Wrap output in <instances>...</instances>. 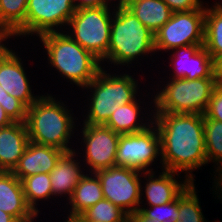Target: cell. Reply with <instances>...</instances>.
I'll return each mask as SVG.
<instances>
[{
  "mask_svg": "<svg viewBox=\"0 0 222 222\" xmlns=\"http://www.w3.org/2000/svg\"><path fill=\"white\" fill-rule=\"evenodd\" d=\"M0 222H18L12 215L0 210Z\"/></svg>",
  "mask_w": 222,
  "mask_h": 222,
  "instance_id": "cell-38",
  "label": "cell"
},
{
  "mask_svg": "<svg viewBox=\"0 0 222 222\" xmlns=\"http://www.w3.org/2000/svg\"><path fill=\"white\" fill-rule=\"evenodd\" d=\"M153 54H156L154 34L125 5L114 7L109 48L101 65L107 62L113 67L121 66V70L126 65L129 69L135 60L141 62L145 56L149 58Z\"/></svg>",
  "mask_w": 222,
  "mask_h": 222,
  "instance_id": "cell-3",
  "label": "cell"
},
{
  "mask_svg": "<svg viewBox=\"0 0 222 222\" xmlns=\"http://www.w3.org/2000/svg\"><path fill=\"white\" fill-rule=\"evenodd\" d=\"M113 14L109 6L76 9L64 32L101 61L108 52Z\"/></svg>",
  "mask_w": 222,
  "mask_h": 222,
  "instance_id": "cell-7",
  "label": "cell"
},
{
  "mask_svg": "<svg viewBox=\"0 0 222 222\" xmlns=\"http://www.w3.org/2000/svg\"><path fill=\"white\" fill-rule=\"evenodd\" d=\"M0 210L18 222H34L38 216L25 200L22 182L11 171H0Z\"/></svg>",
  "mask_w": 222,
  "mask_h": 222,
  "instance_id": "cell-19",
  "label": "cell"
},
{
  "mask_svg": "<svg viewBox=\"0 0 222 222\" xmlns=\"http://www.w3.org/2000/svg\"><path fill=\"white\" fill-rule=\"evenodd\" d=\"M140 100L141 99H139L138 97V99H136L135 101L119 106L111 114L108 121L104 125L109 127L115 133H118L120 135L129 134V133H137V132L147 129L150 125L153 124V120H154V109H152L154 108V105H152L154 104V100L147 102V105L149 103V106L151 109L148 108V106L146 109L143 108L144 106L143 103H145L144 102L145 99L143 101H140ZM141 104L143 106H140ZM142 108L144 109V114H143ZM147 109H148V112L145 111ZM145 115H147L148 117Z\"/></svg>",
  "mask_w": 222,
  "mask_h": 222,
  "instance_id": "cell-16",
  "label": "cell"
},
{
  "mask_svg": "<svg viewBox=\"0 0 222 222\" xmlns=\"http://www.w3.org/2000/svg\"><path fill=\"white\" fill-rule=\"evenodd\" d=\"M14 36L15 34L9 28L0 25V60L11 50L8 47V41L11 40L10 38L16 39Z\"/></svg>",
  "mask_w": 222,
  "mask_h": 222,
  "instance_id": "cell-33",
  "label": "cell"
},
{
  "mask_svg": "<svg viewBox=\"0 0 222 222\" xmlns=\"http://www.w3.org/2000/svg\"><path fill=\"white\" fill-rule=\"evenodd\" d=\"M39 42L47 52L48 65L61 77L83 89L102 68L101 62L91 52L82 48L65 32L40 35Z\"/></svg>",
  "mask_w": 222,
  "mask_h": 222,
  "instance_id": "cell-5",
  "label": "cell"
},
{
  "mask_svg": "<svg viewBox=\"0 0 222 222\" xmlns=\"http://www.w3.org/2000/svg\"><path fill=\"white\" fill-rule=\"evenodd\" d=\"M172 12L190 11L200 8L198 0H163Z\"/></svg>",
  "mask_w": 222,
  "mask_h": 222,
  "instance_id": "cell-32",
  "label": "cell"
},
{
  "mask_svg": "<svg viewBox=\"0 0 222 222\" xmlns=\"http://www.w3.org/2000/svg\"><path fill=\"white\" fill-rule=\"evenodd\" d=\"M169 79L215 78L214 60L203 45L177 47L170 51ZM174 69V70H173ZM171 75V78H170Z\"/></svg>",
  "mask_w": 222,
  "mask_h": 222,
  "instance_id": "cell-13",
  "label": "cell"
},
{
  "mask_svg": "<svg viewBox=\"0 0 222 222\" xmlns=\"http://www.w3.org/2000/svg\"><path fill=\"white\" fill-rule=\"evenodd\" d=\"M65 153L56 147L29 142L24 154L11 172L20 181L35 174H49Z\"/></svg>",
  "mask_w": 222,
  "mask_h": 222,
  "instance_id": "cell-17",
  "label": "cell"
},
{
  "mask_svg": "<svg viewBox=\"0 0 222 222\" xmlns=\"http://www.w3.org/2000/svg\"><path fill=\"white\" fill-rule=\"evenodd\" d=\"M0 106L13 122L26 121L27 107L12 95L0 97Z\"/></svg>",
  "mask_w": 222,
  "mask_h": 222,
  "instance_id": "cell-30",
  "label": "cell"
},
{
  "mask_svg": "<svg viewBox=\"0 0 222 222\" xmlns=\"http://www.w3.org/2000/svg\"><path fill=\"white\" fill-rule=\"evenodd\" d=\"M46 94H42L27 108L25 124L29 140L39 145L56 147L66 153L72 152L75 148L69 144H72L70 140L75 135L74 130L78 131V117L76 119L73 109L69 110L61 97L58 100Z\"/></svg>",
  "mask_w": 222,
  "mask_h": 222,
  "instance_id": "cell-2",
  "label": "cell"
},
{
  "mask_svg": "<svg viewBox=\"0 0 222 222\" xmlns=\"http://www.w3.org/2000/svg\"><path fill=\"white\" fill-rule=\"evenodd\" d=\"M205 9L173 12L169 21L154 34L155 52L177 47L204 45Z\"/></svg>",
  "mask_w": 222,
  "mask_h": 222,
  "instance_id": "cell-8",
  "label": "cell"
},
{
  "mask_svg": "<svg viewBox=\"0 0 222 222\" xmlns=\"http://www.w3.org/2000/svg\"><path fill=\"white\" fill-rule=\"evenodd\" d=\"M104 199L102 187L98 176L95 173L86 172L74 188L71 198L65 206H69L68 216H79L89 207Z\"/></svg>",
  "mask_w": 222,
  "mask_h": 222,
  "instance_id": "cell-22",
  "label": "cell"
},
{
  "mask_svg": "<svg viewBox=\"0 0 222 222\" xmlns=\"http://www.w3.org/2000/svg\"><path fill=\"white\" fill-rule=\"evenodd\" d=\"M29 142L25 122H13L0 128V171H12Z\"/></svg>",
  "mask_w": 222,
  "mask_h": 222,
  "instance_id": "cell-20",
  "label": "cell"
},
{
  "mask_svg": "<svg viewBox=\"0 0 222 222\" xmlns=\"http://www.w3.org/2000/svg\"><path fill=\"white\" fill-rule=\"evenodd\" d=\"M116 1V2H115ZM130 0H113L114 2V7L118 5H126ZM116 3V4H115Z\"/></svg>",
  "mask_w": 222,
  "mask_h": 222,
  "instance_id": "cell-41",
  "label": "cell"
},
{
  "mask_svg": "<svg viewBox=\"0 0 222 222\" xmlns=\"http://www.w3.org/2000/svg\"><path fill=\"white\" fill-rule=\"evenodd\" d=\"M104 199L124 210L128 215L139 210L142 173L134 169L114 166L95 172Z\"/></svg>",
  "mask_w": 222,
  "mask_h": 222,
  "instance_id": "cell-10",
  "label": "cell"
},
{
  "mask_svg": "<svg viewBox=\"0 0 222 222\" xmlns=\"http://www.w3.org/2000/svg\"><path fill=\"white\" fill-rule=\"evenodd\" d=\"M81 154L78 148L77 151L75 149L72 152L65 153L49 173L52 193L55 198H58L57 196L64 197L68 201L74 188L85 175L86 168L83 167L81 159H78L79 156L82 157Z\"/></svg>",
  "mask_w": 222,
  "mask_h": 222,
  "instance_id": "cell-18",
  "label": "cell"
},
{
  "mask_svg": "<svg viewBox=\"0 0 222 222\" xmlns=\"http://www.w3.org/2000/svg\"><path fill=\"white\" fill-rule=\"evenodd\" d=\"M161 158V140L154 123L143 131L120 135L115 157L116 166L141 173L151 172L154 170L149 167L157 164L154 162L158 160L161 163Z\"/></svg>",
  "mask_w": 222,
  "mask_h": 222,
  "instance_id": "cell-9",
  "label": "cell"
},
{
  "mask_svg": "<svg viewBox=\"0 0 222 222\" xmlns=\"http://www.w3.org/2000/svg\"><path fill=\"white\" fill-rule=\"evenodd\" d=\"M139 211L147 218H156L158 222H176L179 217L178 197L166 204L139 207Z\"/></svg>",
  "mask_w": 222,
  "mask_h": 222,
  "instance_id": "cell-29",
  "label": "cell"
},
{
  "mask_svg": "<svg viewBox=\"0 0 222 222\" xmlns=\"http://www.w3.org/2000/svg\"><path fill=\"white\" fill-rule=\"evenodd\" d=\"M80 137L82 139L80 148L83 152L82 159L88 173L116 166L115 157L120 134L115 133L104 124H82L80 125Z\"/></svg>",
  "mask_w": 222,
  "mask_h": 222,
  "instance_id": "cell-11",
  "label": "cell"
},
{
  "mask_svg": "<svg viewBox=\"0 0 222 222\" xmlns=\"http://www.w3.org/2000/svg\"><path fill=\"white\" fill-rule=\"evenodd\" d=\"M204 135L206 145V158L208 164H214L212 182L210 189L215 197L222 203V122L210 118H204ZM215 170V171H214ZM215 188V189H214ZM219 194V195H218Z\"/></svg>",
  "mask_w": 222,
  "mask_h": 222,
  "instance_id": "cell-21",
  "label": "cell"
},
{
  "mask_svg": "<svg viewBox=\"0 0 222 222\" xmlns=\"http://www.w3.org/2000/svg\"><path fill=\"white\" fill-rule=\"evenodd\" d=\"M63 222H83L78 216H66Z\"/></svg>",
  "mask_w": 222,
  "mask_h": 222,
  "instance_id": "cell-40",
  "label": "cell"
},
{
  "mask_svg": "<svg viewBox=\"0 0 222 222\" xmlns=\"http://www.w3.org/2000/svg\"><path fill=\"white\" fill-rule=\"evenodd\" d=\"M75 11L73 0H28L25 37L66 31Z\"/></svg>",
  "mask_w": 222,
  "mask_h": 222,
  "instance_id": "cell-12",
  "label": "cell"
},
{
  "mask_svg": "<svg viewBox=\"0 0 222 222\" xmlns=\"http://www.w3.org/2000/svg\"><path fill=\"white\" fill-rule=\"evenodd\" d=\"M128 222H158L156 218L151 219L144 216L139 210L129 215Z\"/></svg>",
  "mask_w": 222,
  "mask_h": 222,
  "instance_id": "cell-36",
  "label": "cell"
},
{
  "mask_svg": "<svg viewBox=\"0 0 222 222\" xmlns=\"http://www.w3.org/2000/svg\"><path fill=\"white\" fill-rule=\"evenodd\" d=\"M204 48L215 60L222 55V16L214 9L205 11Z\"/></svg>",
  "mask_w": 222,
  "mask_h": 222,
  "instance_id": "cell-28",
  "label": "cell"
},
{
  "mask_svg": "<svg viewBox=\"0 0 222 222\" xmlns=\"http://www.w3.org/2000/svg\"><path fill=\"white\" fill-rule=\"evenodd\" d=\"M153 123L161 140V168L184 173L190 182L195 170L208 166L204 135V115L154 113Z\"/></svg>",
  "mask_w": 222,
  "mask_h": 222,
  "instance_id": "cell-1",
  "label": "cell"
},
{
  "mask_svg": "<svg viewBox=\"0 0 222 222\" xmlns=\"http://www.w3.org/2000/svg\"><path fill=\"white\" fill-rule=\"evenodd\" d=\"M220 16H222V3H218V5H216L213 8Z\"/></svg>",
  "mask_w": 222,
  "mask_h": 222,
  "instance_id": "cell-42",
  "label": "cell"
},
{
  "mask_svg": "<svg viewBox=\"0 0 222 222\" xmlns=\"http://www.w3.org/2000/svg\"><path fill=\"white\" fill-rule=\"evenodd\" d=\"M27 2L28 0H0V25L9 28L16 39L25 37Z\"/></svg>",
  "mask_w": 222,
  "mask_h": 222,
  "instance_id": "cell-25",
  "label": "cell"
},
{
  "mask_svg": "<svg viewBox=\"0 0 222 222\" xmlns=\"http://www.w3.org/2000/svg\"><path fill=\"white\" fill-rule=\"evenodd\" d=\"M21 182L25 200L36 215L41 212L38 210V201H49L52 197L55 201L48 173L31 175L25 177Z\"/></svg>",
  "mask_w": 222,
  "mask_h": 222,
  "instance_id": "cell-24",
  "label": "cell"
},
{
  "mask_svg": "<svg viewBox=\"0 0 222 222\" xmlns=\"http://www.w3.org/2000/svg\"><path fill=\"white\" fill-rule=\"evenodd\" d=\"M108 72L102 67L95 78L83 88L91 93L86 98L88 105L84 111L87 112L83 115L82 124L103 125L119 106L142 97L139 95L141 91L138 80L134 77L136 75L127 72L120 74V71Z\"/></svg>",
  "mask_w": 222,
  "mask_h": 222,
  "instance_id": "cell-4",
  "label": "cell"
},
{
  "mask_svg": "<svg viewBox=\"0 0 222 222\" xmlns=\"http://www.w3.org/2000/svg\"><path fill=\"white\" fill-rule=\"evenodd\" d=\"M195 182H191L178 196L179 217L176 222H208L203 215ZM219 222V221H213Z\"/></svg>",
  "mask_w": 222,
  "mask_h": 222,
  "instance_id": "cell-26",
  "label": "cell"
},
{
  "mask_svg": "<svg viewBox=\"0 0 222 222\" xmlns=\"http://www.w3.org/2000/svg\"><path fill=\"white\" fill-rule=\"evenodd\" d=\"M204 118L222 122V86L217 85L213 90Z\"/></svg>",
  "mask_w": 222,
  "mask_h": 222,
  "instance_id": "cell-31",
  "label": "cell"
},
{
  "mask_svg": "<svg viewBox=\"0 0 222 222\" xmlns=\"http://www.w3.org/2000/svg\"><path fill=\"white\" fill-rule=\"evenodd\" d=\"M161 171L162 172H158L156 170L142 173L143 181L141 182L144 183H141V201L139 207H144L146 205L156 206L172 202L191 183L186 177H183V174L181 175L180 173L164 169H162ZM155 172H158L159 175H156ZM142 197H146L144 198L146 201ZM144 201L146 203H143Z\"/></svg>",
  "mask_w": 222,
  "mask_h": 222,
  "instance_id": "cell-14",
  "label": "cell"
},
{
  "mask_svg": "<svg viewBox=\"0 0 222 222\" xmlns=\"http://www.w3.org/2000/svg\"><path fill=\"white\" fill-rule=\"evenodd\" d=\"M83 222H128L129 215L107 199L98 201L78 216Z\"/></svg>",
  "mask_w": 222,
  "mask_h": 222,
  "instance_id": "cell-27",
  "label": "cell"
},
{
  "mask_svg": "<svg viewBox=\"0 0 222 222\" xmlns=\"http://www.w3.org/2000/svg\"><path fill=\"white\" fill-rule=\"evenodd\" d=\"M73 2L76 6V9L95 7V6H109V7L114 6V4H112L114 3L113 0H73Z\"/></svg>",
  "mask_w": 222,
  "mask_h": 222,
  "instance_id": "cell-34",
  "label": "cell"
},
{
  "mask_svg": "<svg viewBox=\"0 0 222 222\" xmlns=\"http://www.w3.org/2000/svg\"><path fill=\"white\" fill-rule=\"evenodd\" d=\"M7 96V92L3 89V87L0 85V97Z\"/></svg>",
  "mask_w": 222,
  "mask_h": 222,
  "instance_id": "cell-43",
  "label": "cell"
},
{
  "mask_svg": "<svg viewBox=\"0 0 222 222\" xmlns=\"http://www.w3.org/2000/svg\"><path fill=\"white\" fill-rule=\"evenodd\" d=\"M13 121L6 114L5 110L0 106V128L11 125Z\"/></svg>",
  "mask_w": 222,
  "mask_h": 222,
  "instance_id": "cell-37",
  "label": "cell"
},
{
  "mask_svg": "<svg viewBox=\"0 0 222 222\" xmlns=\"http://www.w3.org/2000/svg\"><path fill=\"white\" fill-rule=\"evenodd\" d=\"M125 6L153 34L169 21L173 13L163 0H130Z\"/></svg>",
  "mask_w": 222,
  "mask_h": 222,
  "instance_id": "cell-23",
  "label": "cell"
},
{
  "mask_svg": "<svg viewBox=\"0 0 222 222\" xmlns=\"http://www.w3.org/2000/svg\"><path fill=\"white\" fill-rule=\"evenodd\" d=\"M214 76L217 85L222 86V55L214 60Z\"/></svg>",
  "mask_w": 222,
  "mask_h": 222,
  "instance_id": "cell-35",
  "label": "cell"
},
{
  "mask_svg": "<svg viewBox=\"0 0 222 222\" xmlns=\"http://www.w3.org/2000/svg\"><path fill=\"white\" fill-rule=\"evenodd\" d=\"M164 79L157 83V92L148 97L154 100V113L205 114L217 86L216 78Z\"/></svg>",
  "mask_w": 222,
  "mask_h": 222,
  "instance_id": "cell-6",
  "label": "cell"
},
{
  "mask_svg": "<svg viewBox=\"0 0 222 222\" xmlns=\"http://www.w3.org/2000/svg\"><path fill=\"white\" fill-rule=\"evenodd\" d=\"M17 53L11 49L0 60V85L9 95L29 108L41 95H35L31 89L24 62Z\"/></svg>",
  "mask_w": 222,
  "mask_h": 222,
  "instance_id": "cell-15",
  "label": "cell"
},
{
  "mask_svg": "<svg viewBox=\"0 0 222 222\" xmlns=\"http://www.w3.org/2000/svg\"><path fill=\"white\" fill-rule=\"evenodd\" d=\"M222 0L218 1L215 0L214 2H212V4L209 6L208 3H205L206 1L203 2V0H198L200 7H202L203 9L207 10V9H213L216 5H218V3H222ZM205 3V4H204ZM214 3V4H213ZM207 4V5H206ZM205 5V6H204Z\"/></svg>",
  "mask_w": 222,
  "mask_h": 222,
  "instance_id": "cell-39",
  "label": "cell"
}]
</instances>
